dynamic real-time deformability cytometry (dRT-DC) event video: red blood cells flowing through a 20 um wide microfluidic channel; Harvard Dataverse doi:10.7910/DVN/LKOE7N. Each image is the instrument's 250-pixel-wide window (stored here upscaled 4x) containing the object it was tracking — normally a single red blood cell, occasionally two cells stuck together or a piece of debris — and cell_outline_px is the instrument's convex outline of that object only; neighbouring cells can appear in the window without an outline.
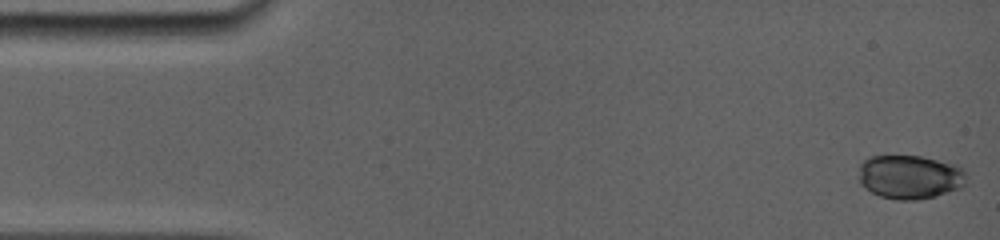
{"species": "common noctule bat (a hibernating species)", "species_latin": "Nyctalus noctula", "temperature_condition": "room temperature", "stored_images_in_passage": 34, "camera_frame_rate_fps": 5000, "um_per_image_px": 0.085, "animal": {"sex": "female", "body_mass_g": 19.0, "forearm_length_mm": 56.7}, "frame": {"image": 1, "passage_image": 1, "time_ms": 0.0, "image_size_px": [1000, 240], "cell_outline_px": [[964, 184], [960, 188], [936, 196], [916, 200], [896, 200], [880, 196], [864, 188], [860, 184], [860, 164], [868, 156], [920, 156], [956, 164], [964, 168]], "centroid_in_image_um": [77.33, 15.04], "position_along_channel_um": 7.7, "area_um2": 27.57}}
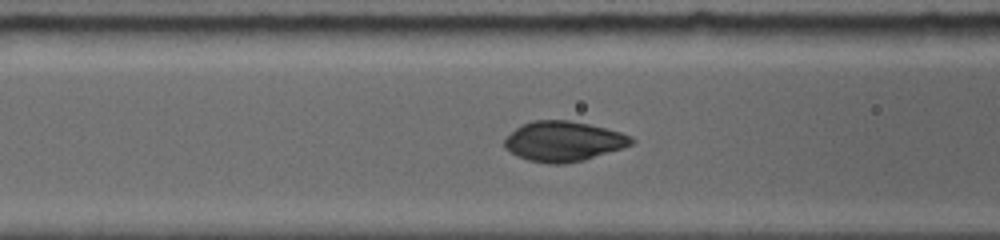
{"frame": {"image": 2, "passage_image": 20, "time_ms": 6.0, "image_size_px": [1000, 240], "cell_outline_px": [[636, 140], [632, 144], [584, 160], [564, 164], [548, 164], [528, 160], [516, 156], [504, 148], [504, 140], [520, 124], [532, 120], [568, 120], [588, 124], [620, 132], [632, 136]], "centroid_in_image_um": [47.86, 12.01], "position_along_channel_um": 118.7, "area_um2": 29.59}}
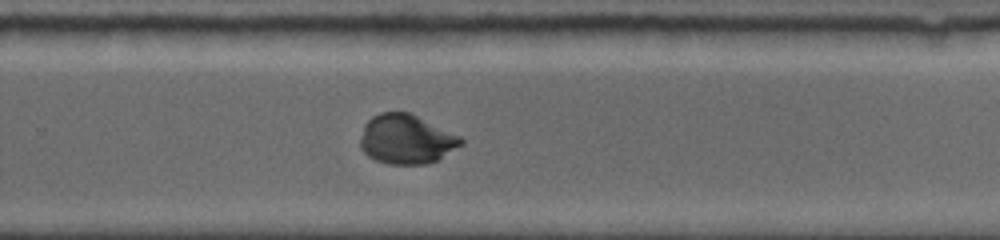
{"frame": {"image": 3, "passage_image": 34, "time_ms": 10.6, "image_size_px": [1000, 240], "cell_outline_px": [[464, 144], [436, 160], [428, 164], [388, 164], [376, 160], [368, 156], [360, 148], [360, 140], [364, 124], [372, 116], [380, 112], [408, 112], [460, 136], [464, 140]], "centroid_in_image_um": [34.52, 11.84], "position_along_channel_um": 295.3, "area_um2": 28.9}}